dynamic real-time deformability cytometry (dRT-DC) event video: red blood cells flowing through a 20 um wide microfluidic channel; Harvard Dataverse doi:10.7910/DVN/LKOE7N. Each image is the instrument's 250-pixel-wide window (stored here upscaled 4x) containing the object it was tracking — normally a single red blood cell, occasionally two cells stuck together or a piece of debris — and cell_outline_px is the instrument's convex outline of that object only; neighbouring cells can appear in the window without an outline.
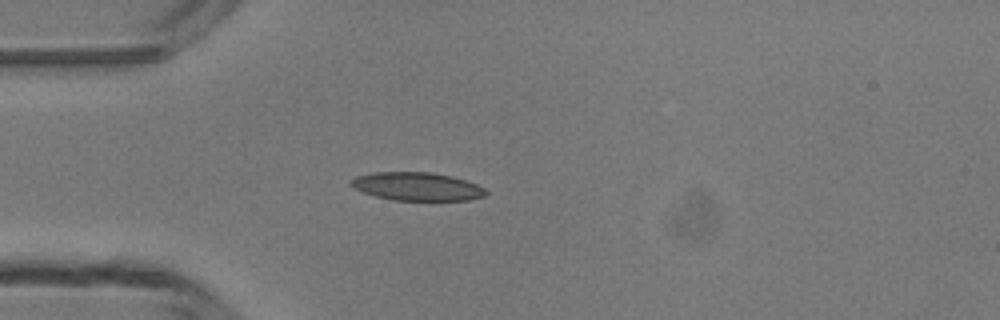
{"species": "common noctule bat (a hibernating species)", "species_latin": "Nyctalus noctula", "temperature_condition": "room temperature", "stored_images_in_passage": 2, "camera_frame_rate_fps": 3000, "um_per_image_px": 0.085, "animal": {"sex": "male", "body_mass_g": 13.3}, "frame": {"image": 1, "passage_image": 2, "time_ms": 1.333, "image_size_px": [1000, 320], "cell_outline_px": [[488, 192], [484, 196], [468, 200], [392, 200], [376, 196], [364, 192], [348, 184], [348, 180], [356, 176], [372, 172], [432, 172], [452, 176], [476, 184], [484, 188]], "centroid_in_image_um": [35.42, 15.84], "position_along_channel_um": 49.6, "area_um2": 22.2}}